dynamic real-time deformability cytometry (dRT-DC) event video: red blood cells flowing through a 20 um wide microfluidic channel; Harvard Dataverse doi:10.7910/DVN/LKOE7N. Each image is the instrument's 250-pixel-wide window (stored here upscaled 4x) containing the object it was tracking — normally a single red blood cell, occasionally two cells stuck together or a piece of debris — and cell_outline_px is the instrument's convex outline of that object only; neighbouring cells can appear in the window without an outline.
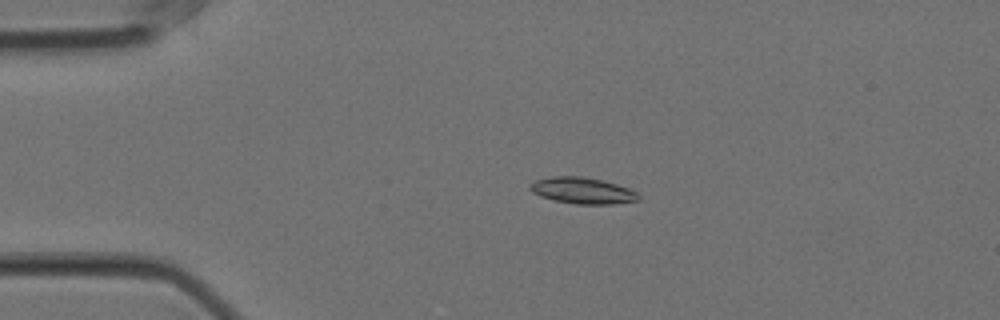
{"species": "Egyptian fruit bat (a non-hibernating species)", "species_latin": "Rousettus aegyptiacus", "temperature_condition": "cold", "stored_images_in_passage": 58, "camera_frame_rate_fps": 3000, "um_per_image_px": 0.085, "animal": {"sex": "female"}, "frame": {"image": 1, "passage_image": 12, "time_ms": 3.667, "image_size_px": [1000, 320], "cell_outline_px": [[640, 200], [612, 204], [576, 204], [552, 200], [540, 196], [532, 192], [528, 188], [528, 184], [536, 180], [552, 176], [584, 176], [604, 180], [628, 188], [636, 192], [640, 196]], "centroid_in_image_um": [49.48, 16.19], "position_along_channel_um": 35.5, "area_um2": 16.82}}
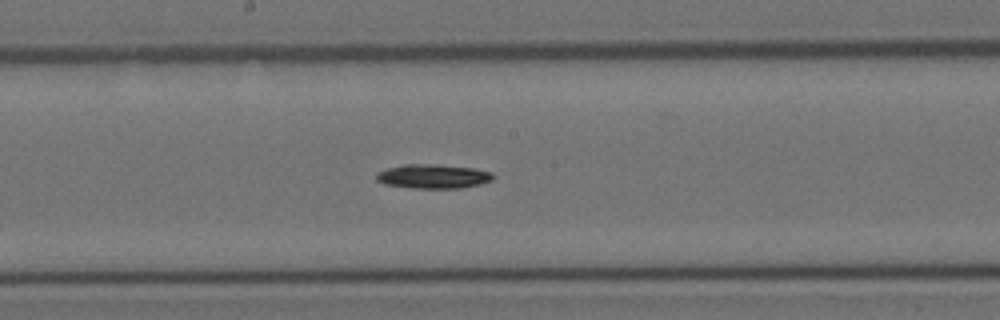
{"frame": {"image": 2, "passage_image": 30, "time_ms": 9.667, "image_size_px": [1000, 320], "cell_outline_px": [[496, 176], [492, 180], [480, 184], [460, 188], [412, 188], [384, 184], [376, 180], [376, 172], [388, 168], [404, 164], [432, 164], [472, 168], [492, 172]], "centroid_in_image_um": [36.8, 14.99], "position_along_channel_um": 211.4, "area_um2": 16.47}}
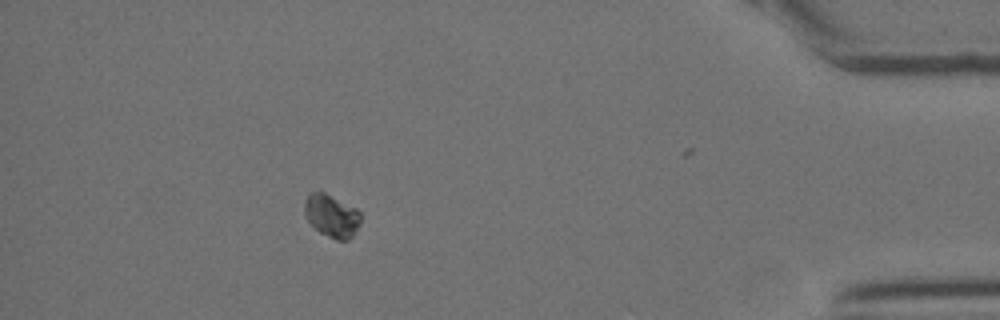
{"frame": {"image": 3, "passage_image": 51, "time_ms": 16.667, "image_size_px": [1000, 320], "cell_outline_px": [[360, 224], [356, 232], [348, 240], [336, 240], [320, 232], [308, 220], [304, 212], [304, 200], [308, 192], [324, 192], [356, 208], [360, 212]], "centroid_in_image_um": [28.19, 18.33], "position_along_channel_um": 407.0, "area_um2": 13.99}}